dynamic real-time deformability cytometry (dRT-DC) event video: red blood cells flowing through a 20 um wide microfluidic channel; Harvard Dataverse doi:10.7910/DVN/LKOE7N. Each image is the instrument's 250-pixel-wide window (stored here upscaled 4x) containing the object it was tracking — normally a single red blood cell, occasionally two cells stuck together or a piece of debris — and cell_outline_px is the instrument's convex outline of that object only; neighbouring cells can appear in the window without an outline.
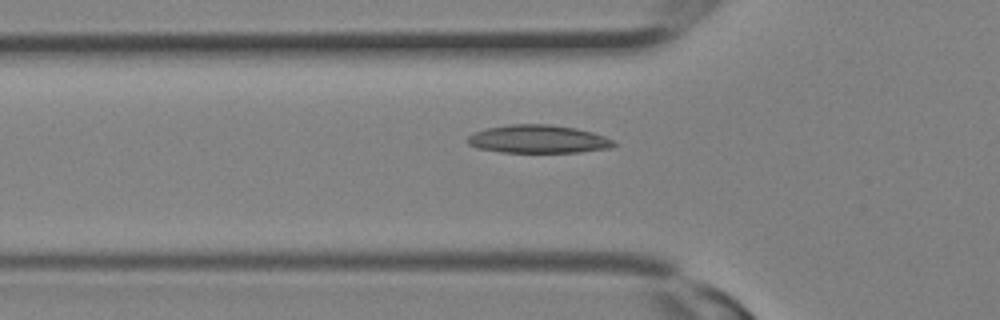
{"species": "Egyptian fruit bat (a non-hibernating species)", "species_latin": "Rousettus aegyptiacus", "temperature_condition": "room temperature", "stored_images_in_passage": 12, "camera_frame_rate_fps": 3000, "um_per_image_px": 0.085, "animal": {"sex": "female"}, "frame": {"image": 1, "passage_image": 4, "time_ms": 1.0, "image_size_px": [1000, 320], "cell_outline_px": [[616, 144], [612, 148], [580, 152], [500, 152], [476, 148], [468, 144], [468, 136], [476, 132], [488, 128], [508, 124], [548, 124], [576, 128], [592, 132], [604, 136], [612, 140]], "centroid_in_image_um": [45.75, 11.83], "position_along_channel_um": 80.0, "area_um2": 23.93}}
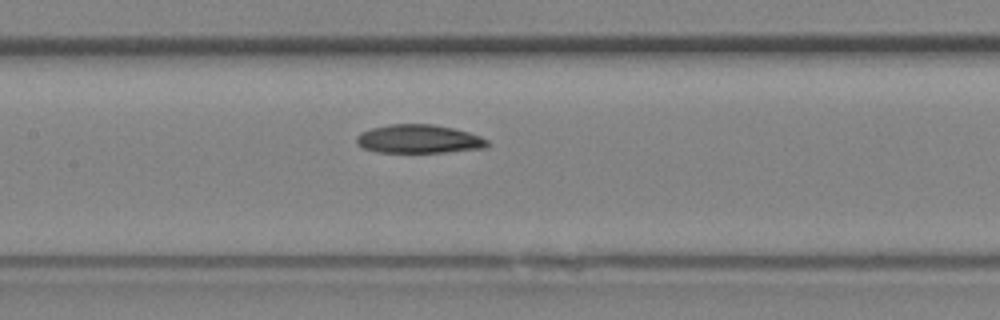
{"frame": {"image": 2, "passage_image": 8, "time_ms": 2.333, "image_size_px": [1000, 320], "cell_outline_px": [[488, 148], [444, 152], [376, 152], [364, 148], [356, 144], [356, 136], [360, 132], [372, 128], [388, 124], [432, 124], [452, 128], [468, 132], [480, 136], [488, 140]], "centroid_in_image_um": [35.59, 11.81], "position_along_channel_um": 171.8, "area_um2": 21.85}}
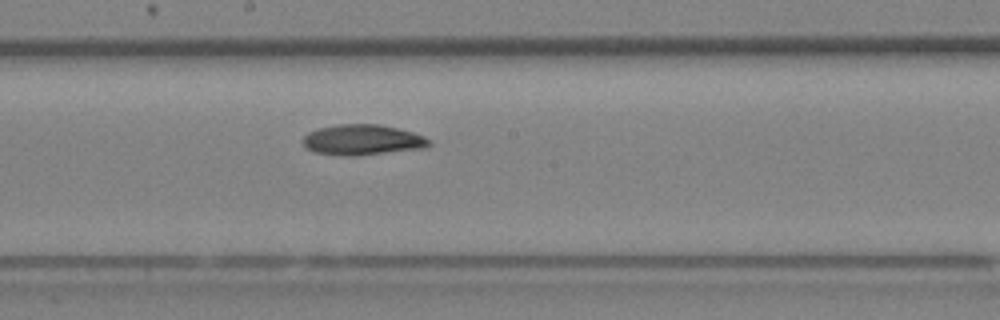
{"frame": {"image": 3, "passage_image": 10, "time_ms": 3.0, "image_size_px": [1000, 320], "cell_outline_px": [[432, 144], [428, 148], [360, 156], [348, 156], [312, 152], [304, 148], [304, 136], [308, 132], [320, 128], [340, 124], [380, 124], [412, 132], [424, 136], [432, 140]], "centroid_in_image_um": [30.86, 11.91], "position_along_channel_um": 217.3, "area_um2": 22.77}}